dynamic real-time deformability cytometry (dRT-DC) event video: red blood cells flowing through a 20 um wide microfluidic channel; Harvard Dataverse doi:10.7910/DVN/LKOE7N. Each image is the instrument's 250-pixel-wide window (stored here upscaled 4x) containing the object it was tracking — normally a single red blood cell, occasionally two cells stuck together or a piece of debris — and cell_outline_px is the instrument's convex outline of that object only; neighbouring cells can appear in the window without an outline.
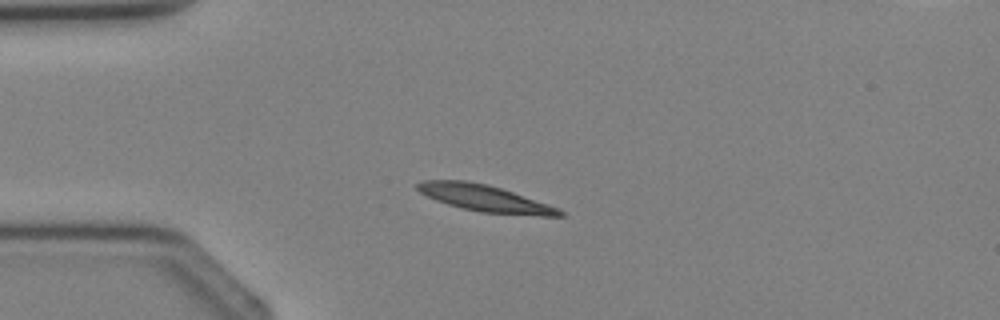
{"species": "Egyptian fruit bat (a non-hibernating species)", "species_latin": "Rousettus aegyptiacus", "temperature_condition": "cold", "stored_images_in_passage": 3, "camera_frame_rate_fps": 3000, "um_per_image_px": 0.085, "animal": {"sex": "female"}, "frame": {"image": 1, "passage_image": 3, "time_ms": 2.333, "image_size_px": [1000, 320], "cell_outline_px": [[564, 216], [540, 216], [480, 212], [448, 204], [436, 200], [420, 192], [416, 188], [416, 184], [424, 180], [464, 180], [488, 184], [560, 208], [564, 212]], "centroid_in_image_um": [41.23, 16.85], "position_along_channel_um": 43.8, "area_um2": 21.85}}